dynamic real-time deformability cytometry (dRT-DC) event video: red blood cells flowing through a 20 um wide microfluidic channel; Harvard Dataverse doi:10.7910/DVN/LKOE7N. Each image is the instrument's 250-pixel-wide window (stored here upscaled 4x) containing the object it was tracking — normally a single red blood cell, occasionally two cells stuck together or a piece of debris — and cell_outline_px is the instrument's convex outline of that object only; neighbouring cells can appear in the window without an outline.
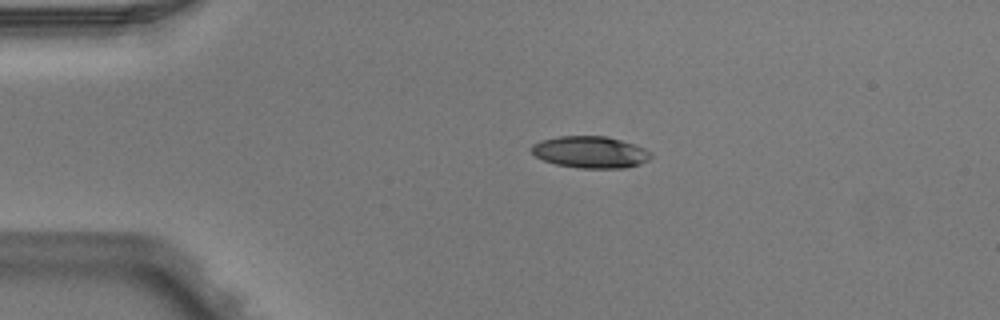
{"species": "Egyptian fruit bat (a non-hibernating species)", "species_latin": "Rousettus aegyptiacus", "temperature_condition": "warm", "stored_images_in_passage": 2, "camera_frame_rate_fps": 3000, "um_per_image_px": 0.085, "animal": {"sex": "male"}, "frame": {"image": 1, "passage_image": 1, "time_ms": 0.0, "image_size_px": [1000, 320], "cell_outline_px": [[652, 156], [648, 160], [640, 164], [624, 168], [580, 168], [556, 164], [544, 160], [536, 156], [528, 148], [532, 144], [540, 140], [556, 136], [608, 136], [636, 144], [652, 152]], "centroid_in_image_um": [50.18, 12.92], "position_along_channel_um": 34.8, "area_um2": 22.37}}